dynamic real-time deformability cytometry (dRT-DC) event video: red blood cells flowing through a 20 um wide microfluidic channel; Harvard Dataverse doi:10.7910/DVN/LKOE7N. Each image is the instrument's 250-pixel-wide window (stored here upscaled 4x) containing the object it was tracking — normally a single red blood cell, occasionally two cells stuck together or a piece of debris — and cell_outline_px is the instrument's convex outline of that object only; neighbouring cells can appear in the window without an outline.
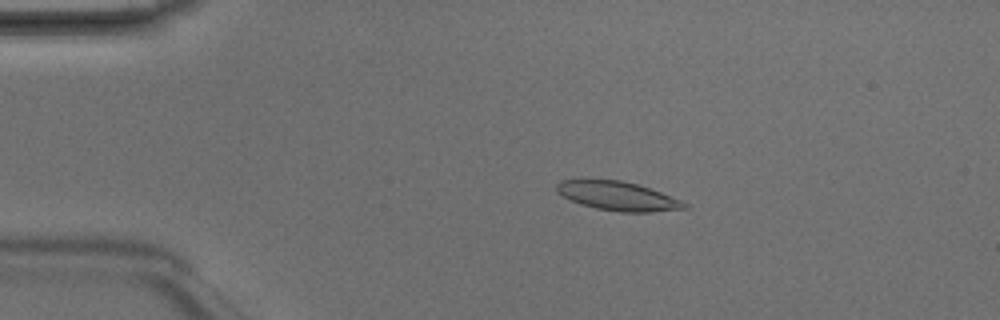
{"species": "Egyptian fruit bat (a non-hibernating species)", "species_latin": "Rousettus aegyptiacus", "temperature_condition": "room temperature", "stored_images_in_passage": 3, "camera_frame_rate_fps": 3000, "um_per_image_px": 0.085, "animal": {"sex": "male"}, "frame": {"image": 1, "passage_image": 2, "time_ms": 0.333, "image_size_px": [1000, 320], "cell_outline_px": [[688, 208], [652, 212], [620, 212], [596, 208], [580, 204], [556, 192], [556, 184], [560, 180], [620, 180], [636, 184], [660, 192], [680, 200], [688, 204]], "centroid_in_image_um": [52.5, 16.67], "position_along_channel_um": 32.5, "area_um2": 21.27}}